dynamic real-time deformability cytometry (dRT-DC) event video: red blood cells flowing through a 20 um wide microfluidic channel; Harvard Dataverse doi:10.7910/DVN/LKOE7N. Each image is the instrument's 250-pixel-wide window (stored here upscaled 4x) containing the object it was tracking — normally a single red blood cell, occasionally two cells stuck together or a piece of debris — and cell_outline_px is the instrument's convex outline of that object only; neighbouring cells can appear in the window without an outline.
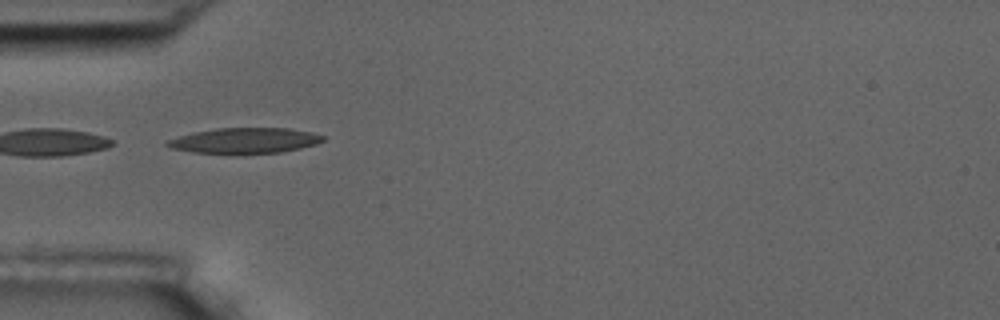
{"species": "common noctule bat (a hibernating species)", "species_latin": "Nyctalus noctula", "temperature_condition": "room temperature", "stored_images_in_passage": 9, "camera_frame_rate_fps": 3000, "um_per_image_px": 0.085, "animal": {"sex": "male", "body_mass_g": 17.5, "forearm_length_mm": 52.3}, "frame": {"image": 1, "passage_image": 4, "time_ms": 3.667, "image_size_px": [1000, 320], "cell_outline_px": [[324, 140], [316, 144], [300, 148], [280, 152], [236, 156], [192, 152], [172, 148], [164, 144], [168, 140], [180, 136], [196, 132], [216, 128], [288, 128], [312, 132], [324, 136]], "centroid_in_image_um": [20.8, 11.98], "position_along_channel_um": 64.2, "area_um2": 23.7}}
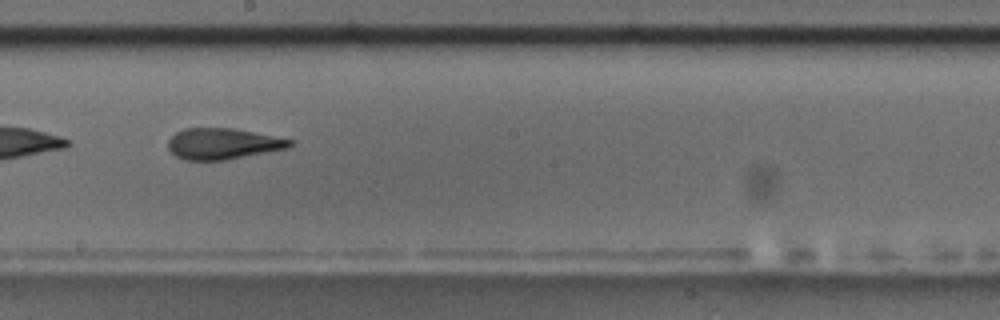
{"frame": {"image": 2, "passage_image": 8, "time_ms": 8.333, "image_size_px": [1000, 320], "cell_outline_px": [[296, 140], [288, 148], [228, 160], [184, 160], [176, 156], [168, 148], [168, 140], [176, 132], [184, 128], [232, 128]], "centroid_in_image_um": [18.95, 12.22], "position_along_channel_um": 229.2, "area_um2": 22.14}}
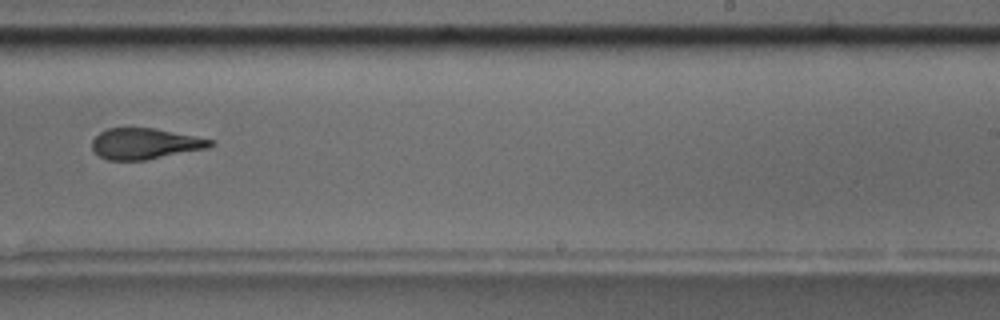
{"frame": {"image": 3, "passage_image": 9, "time_ms": 9.667, "image_size_px": [1000, 320], "cell_outline_px": [[216, 144], [208, 148], [144, 160], [108, 160], [100, 156], [92, 148], [92, 140], [100, 132], [108, 128], [152, 128], [216, 140]], "centroid_in_image_um": [12.35, 12.21], "position_along_channel_um": 276.7, "area_um2": 21.15}}